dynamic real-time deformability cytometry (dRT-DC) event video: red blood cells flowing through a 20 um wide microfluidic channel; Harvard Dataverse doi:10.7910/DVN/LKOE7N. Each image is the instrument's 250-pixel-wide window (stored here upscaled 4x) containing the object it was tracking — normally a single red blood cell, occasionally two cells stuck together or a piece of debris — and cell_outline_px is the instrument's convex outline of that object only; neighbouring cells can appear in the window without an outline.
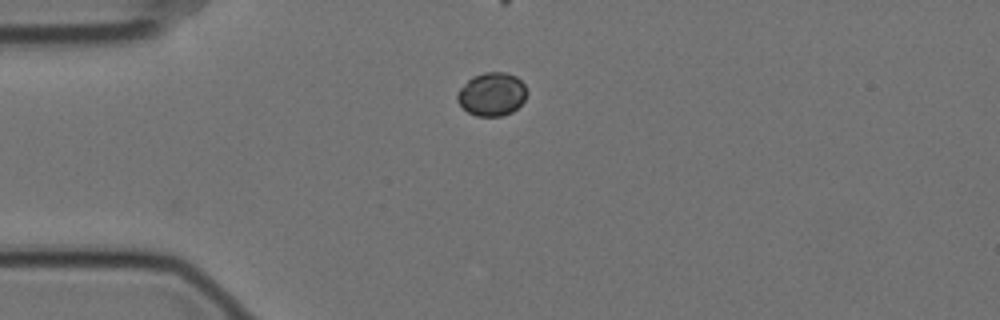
{"species": "Egyptian fruit bat (a non-hibernating species)", "species_latin": "Rousettus aegyptiacus", "temperature_condition": "cold", "stored_images_in_passage": 32, "camera_frame_rate_fps": 3000, "um_per_image_px": 0.085, "animal": {"sex": "female"}, "frame": {"image": 1, "passage_image": 1, "time_ms": 0.0, "image_size_px": [1000, 320], "cell_outline_px": [[528, 92], [524, 100], [512, 112], [500, 116], [476, 116], [468, 112], [456, 100], [456, 96], [460, 88], [472, 76], [484, 72], [504, 72], [516, 76], [524, 84]], "centroid_in_image_um": [41.81, 8.0], "position_along_channel_um": 43.2, "area_um2": 17.57}}
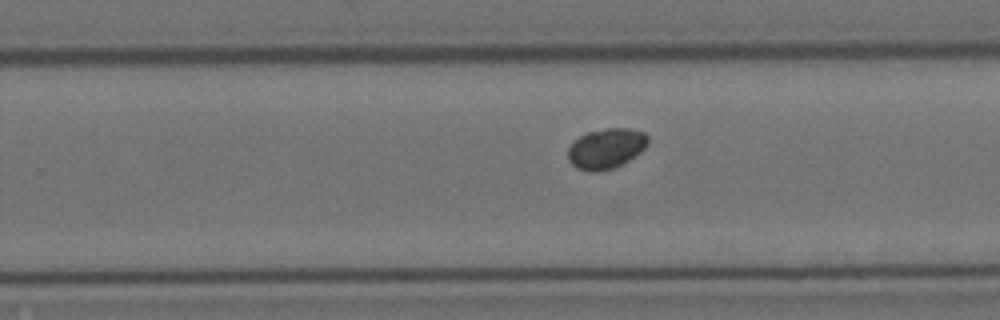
{"frame": {"image": 2, "passage_image": 23, "time_ms": 7.333, "image_size_px": [1000, 320], "cell_outline_px": [[648, 144], [640, 152], [628, 160], [612, 168], [600, 172], [588, 172], [576, 168], [568, 160], [568, 148], [580, 136], [588, 132], [608, 128], [628, 128], [644, 132], [648, 136]], "centroid_in_image_um": [51.51, 12.63], "position_along_channel_um": 278.3, "area_um2": 18.67}}
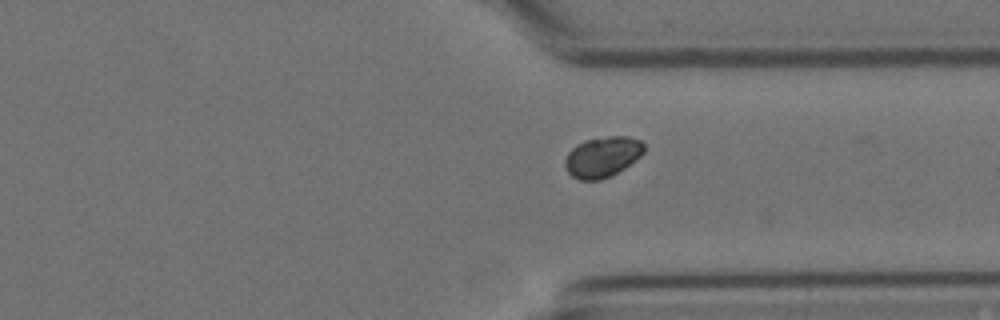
{"frame": {"image": 3, "passage_image": 30, "time_ms": 9.667, "image_size_px": [1000, 320], "cell_outline_px": [[644, 152], [640, 156], [624, 168], [600, 180], [580, 180], [572, 176], [568, 172], [564, 164], [564, 160], [568, 152], [576, 144], [584, 140], [608, 136], [628, 136], [640, 140], [644, 144]], "centroid_in_image_um": [51.19, 13.32], "position_along_channel_um": 360.2, "area_um2": 18.61}}